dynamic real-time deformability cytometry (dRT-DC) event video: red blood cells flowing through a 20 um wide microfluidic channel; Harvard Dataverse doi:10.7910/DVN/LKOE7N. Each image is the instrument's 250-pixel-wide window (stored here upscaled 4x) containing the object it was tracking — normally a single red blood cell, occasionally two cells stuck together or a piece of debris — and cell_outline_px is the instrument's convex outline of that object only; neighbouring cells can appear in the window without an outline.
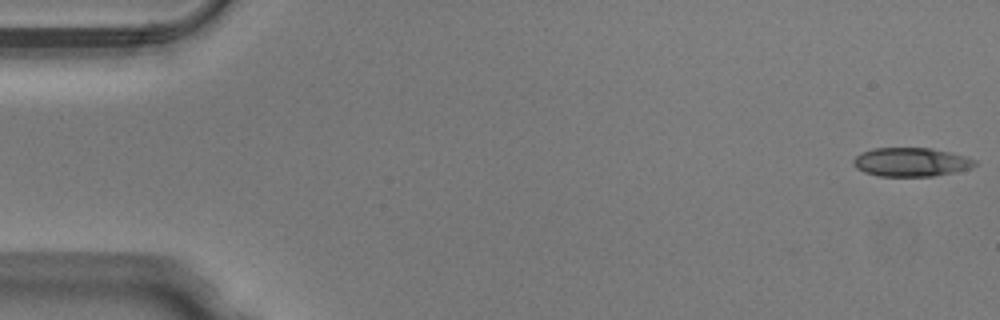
{"species": "Egyptian fruit bat (a non-hibernating species)", "species_latin": "Rousettus aegyptiacus", "temperature_condition": "warm", "stored_images_in_passage": 50, "camera_frame_rate_fps": 3000, "um_per_image_px": 0.085, "animal": {"sex": "male"}, "frame": {"image": 1, "passage_image": 1, "time_ms": 0.0, "image_size_px": [1000, 320], "cell_outline_px": [[976, 164], [972, 168], [956, 172], [932, 176], [880, 176], [864, 172], [856, 168], [852, 164], [852, 160], [856, 156], [864, 152], [876, 148], [932, 148], [964, 156], [976, 160]], "centroid_in_image_um": [77.44, 13.78], "position_along_channel_um": 7.6, "area_um2": 20.29}}
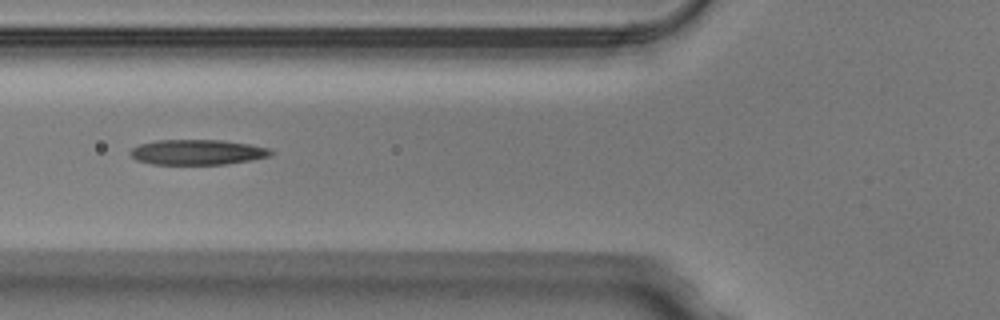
{"frame": {"image": 2, "passage_image": 19, "time_ms": 6.0, "image_size_px": [1000, 320], "cell_outline_px": [[272, 152], [268, 156], [252, 160], [224, 164], [152, 164], [136, 160], [128, 152], [132, 148], [140, 144], [156, 140], [224, 140], [248, 144], [268, 148]], "centroid_in_image_um": [16.73, 12.93], "position_along_channel_um": 109.1, "area_um2": 20.52}}
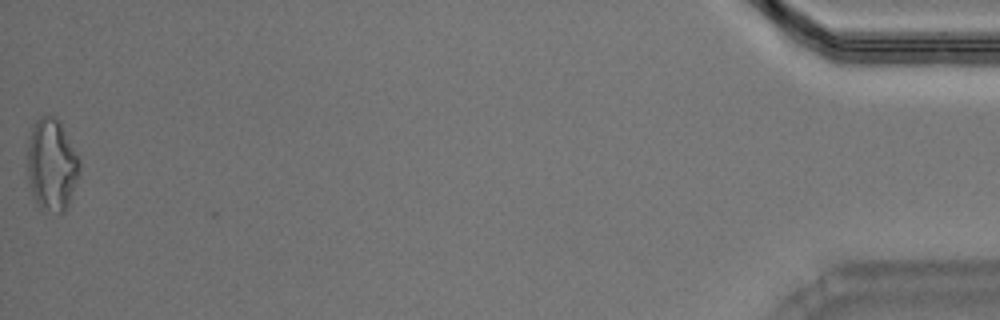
{"frame": {"image": 3, "passage_image": 50, "time_ms": 16.333, "image_size_px": [1000, 320], "cell_outline_px": [[80, 168], [68, 204], [64, 212], [48, 212], [40, 208], [32, 196], [28, 180], [28, 144], [32, 124], [40, 116], [56, 116], [60, 120], [80, 160]], "centroid_in_image_um": [4.38, 13.98], "position_along_channel_um": 430.8, "area_um2": 28.03}, "authors_computed_cell_mechanics": {"area_um2": 20.6924, "velocity_mm_per_s": 4.0456, "shape_relaxation_time_tau1_ms": null, "shape_relaxation_time_tau2_ms": 1.8669, "deformation_change_tau1": null, "deformation_change_tau2": 0.1211}}